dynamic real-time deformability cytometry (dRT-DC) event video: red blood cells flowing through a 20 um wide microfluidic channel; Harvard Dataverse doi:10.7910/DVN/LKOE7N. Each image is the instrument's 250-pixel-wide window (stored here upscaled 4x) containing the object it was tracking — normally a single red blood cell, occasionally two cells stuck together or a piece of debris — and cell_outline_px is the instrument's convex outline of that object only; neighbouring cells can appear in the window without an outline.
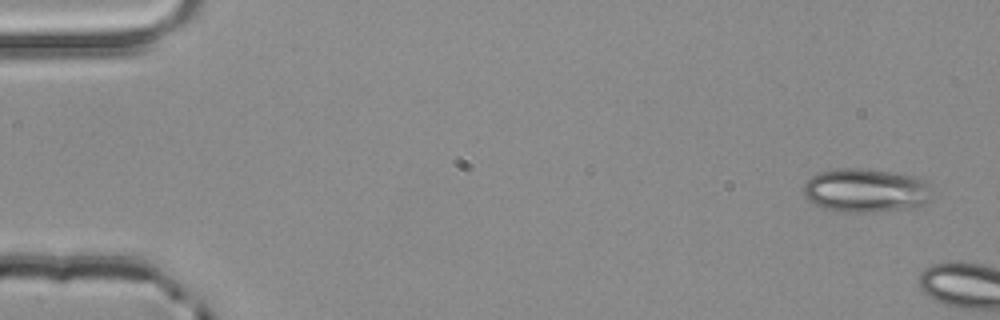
{"species": "common noctule bat (a hibernating species)", "species_latin": "Nyctalus noctula", "temperature_condition": "room temperature", "stored_images_in_passage": 2, "camera_frame_rate_fps": 3000, "um_per_image_px": 0.085, "animal": {"sex": "male", "body_mass_g": 20.4}, "frame": {"image": 1, "passage_image": 1, "time_ms": 0.0, "image_size_px": [1000, 320], "cell_outline_px": [[932, 196], [928, 200], [916, 208], [876, 212], [836, 212], [824, 208], [808, 200], [804, 196], [804, 184], [812, 176], [820, 172], [836, 168], [860, 168], [888, 172], [912, 176], [928, 180]], "centroid_in_image_um": [73.61, 16.2], "position_along_channel_um": 11.4, "area_um2": 33.06}}